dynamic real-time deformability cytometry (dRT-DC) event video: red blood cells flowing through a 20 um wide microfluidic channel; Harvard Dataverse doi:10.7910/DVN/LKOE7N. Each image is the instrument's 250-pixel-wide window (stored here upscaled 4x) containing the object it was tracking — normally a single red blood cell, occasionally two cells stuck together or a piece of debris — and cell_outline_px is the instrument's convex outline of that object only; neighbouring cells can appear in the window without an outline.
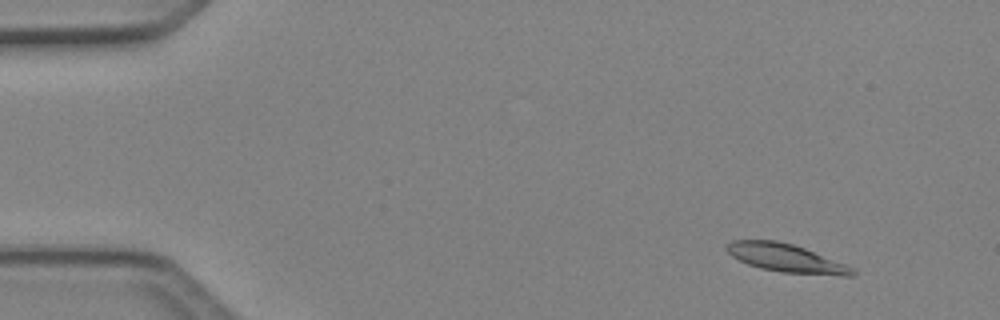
{"species": "Egyptian fruit bat (a non-hibernating species)", "species_latin": "Rousettus aegyptiacus", "temperature_condition": "cold", "stored_images_in_passage": 16, "camera_frame_rate_fps": 3000, "um_per_image_px": 0.085, "animal": {"sex": "female"}, "frame": {"image": 1, "passage_image": 5, "time_ms": 1.333, "image_size_px": [1000, 320], "cell_outline_px": [[856, 276], [840, 276], [780, 272], [760, 268], [748, 264], [732, 256], [724, 248], [724, 244], [732, 240], [776, 240], [792, 244], [804, 248], [848, 264], [856, 272]], "centroid_in_image_um": [66.83, 21.94], "position_along_channel_um": 18.2, "area_um2": 20.92}}